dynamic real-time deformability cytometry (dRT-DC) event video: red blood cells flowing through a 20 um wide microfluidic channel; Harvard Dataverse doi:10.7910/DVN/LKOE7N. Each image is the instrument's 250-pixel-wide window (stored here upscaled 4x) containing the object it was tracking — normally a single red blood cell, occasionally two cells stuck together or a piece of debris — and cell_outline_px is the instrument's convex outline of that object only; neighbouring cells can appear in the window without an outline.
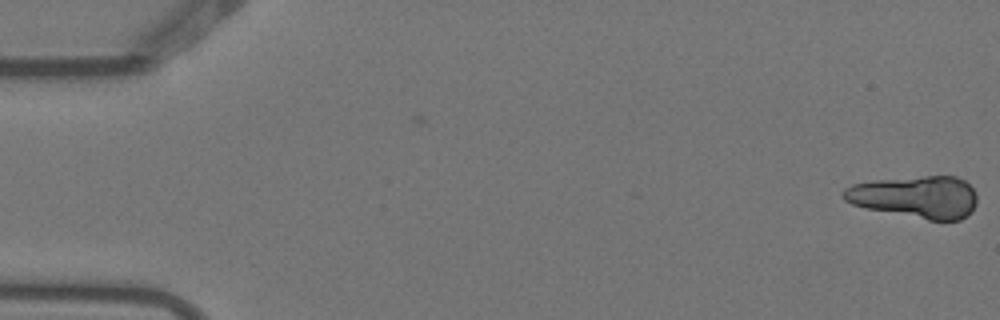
{"species": "Egyptian fruit bat (a non-hibernating species)", "species_latin": "Rousettus aegyptiacus", "temperature_condition": "warm", "stored_images_in_passage": 7, "camera_frame_rate_fps": 3000, "um_per_image_px": 0.085, "animal": {"sex": "female"}, "frame": {"image": 1, "passage_image": 1, "time_ms": 0.0, "image_size_px": [1000, 320], "cell_outline_px": [[976, 204], [972, 212], [968, 216], [960, 220], [928, 220], [868, 208], [852, 204], [844, 200], [840, 196], [844, 188], [852, 184], [872, 180], [924, 176], [956, 176], [964, 180], [976, 192]], "centroid_in_image_um": [77.83, 16.73], "position_along_channel_um": 7.2, "area_um2": 33.06}}